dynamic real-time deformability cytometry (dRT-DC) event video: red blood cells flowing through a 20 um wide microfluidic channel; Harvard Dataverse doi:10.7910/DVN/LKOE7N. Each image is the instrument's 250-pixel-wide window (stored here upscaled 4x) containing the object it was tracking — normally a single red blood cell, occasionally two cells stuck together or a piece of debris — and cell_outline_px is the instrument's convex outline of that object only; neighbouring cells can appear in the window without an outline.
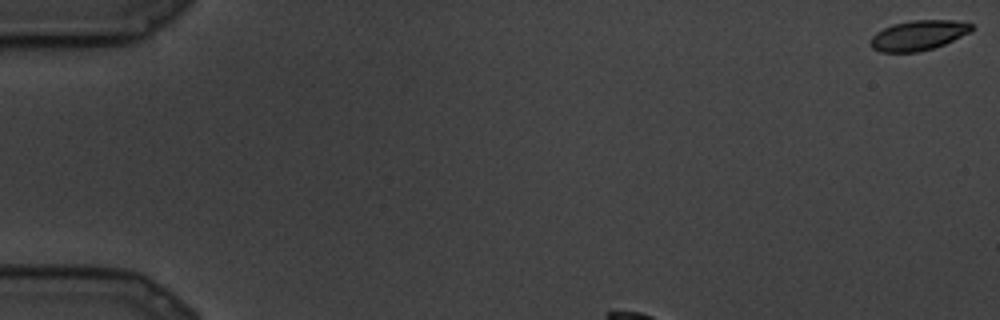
{"species": "common noctule bat (a hibernating species)", "species_latin": "Nyctalus noctula", "temperature_condition": "cold", "stored_images_in_passage": 82, "camera_frame_rate_fps": 3000, "um_per_image_px": 0.085, "animal": {"sex": "male", "body_mass_g": 19.5, "forearm_length_mm": 54.6}, "frame": {"image": 1, "passage_image": 1, "time_ms": 0.0, "image_size_px": [1000, 320], "cell_outline_px": [[972, 28], [968, 32], [944, 44], [920, 52], [880, 52], [872, 48], [868, 44], [868, 40], [876, 32], [892, 24], [912, 20], [952, 20], [972, 24]], "centroid_in_image_um": [77.97, 3.01], "position_along_channel_um": 7.0, "area_um2": 17.57}}
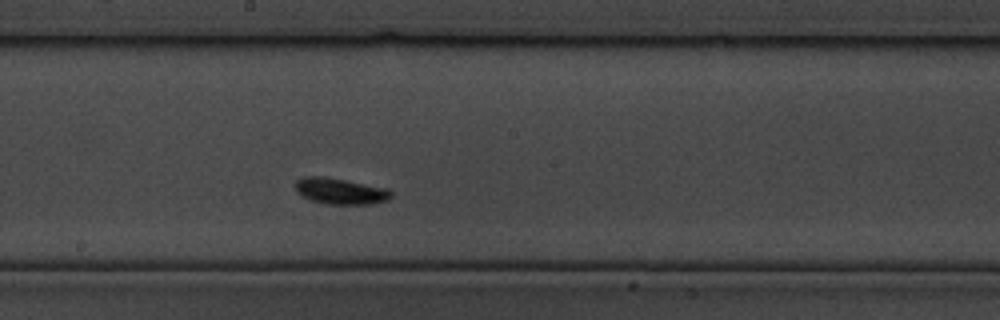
{"frame": {"image": 2, "passage_image": 38, "time_ms": 12.333, "image_size_px": [1000, 320], "cell_outline_px": [[392, 196], [388, 200], [372, 204], [324, 204], [308, 200], [300, 196], [296, 192], [292, 184], [296, 180], [304, 176], [324, 176], [388, 188], [392, 192]], "centroid_in_image_um": [28.86, 16.25], "position_along_channel_um": 219.3, "area_um2": 15.03}}
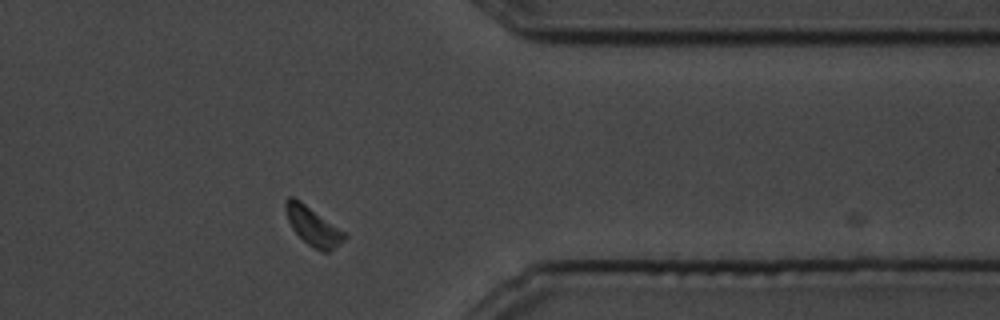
{"frame": {"image": 3, "passage_image": 63, "time_ms": 20.667, "image_size_px": [1000, 320], "cell_outline_px": [[348, 236], [344, 240], [328, 252], [324, 252], [308, 244], [292, 228], [288, 220], [284, 208], [284, 200], [288, 196], [292, 196], [300, 200], [344, 232]], "centroid_in_image_um": [26.57, 19.18], "position_along_channel_um": 384.8, "area_um2": 12.95}}